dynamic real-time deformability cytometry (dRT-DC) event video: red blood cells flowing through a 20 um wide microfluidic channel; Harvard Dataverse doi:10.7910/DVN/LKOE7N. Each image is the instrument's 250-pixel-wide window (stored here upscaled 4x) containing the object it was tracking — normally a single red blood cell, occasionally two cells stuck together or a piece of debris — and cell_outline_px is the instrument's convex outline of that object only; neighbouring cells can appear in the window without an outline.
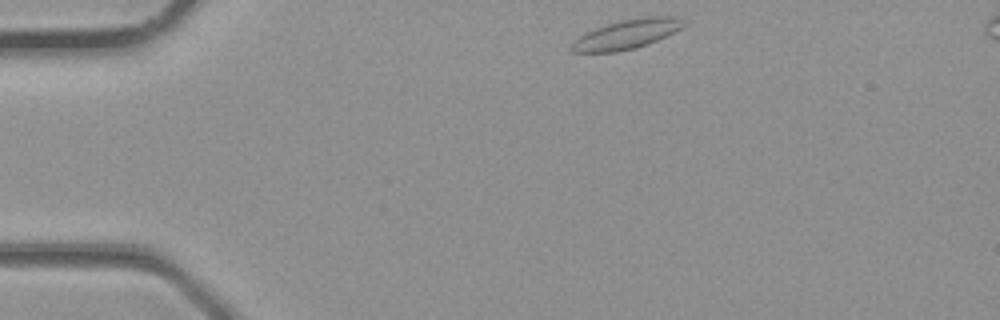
{"species": "common noctule bat (a hibernating species)", "species_latin": "Nyctalus noctula", "temperature_condition": "room temperature", "stored_images_in_passage": 4, "camera_frame_rate_fps": 3000, "um_per_image_px": 0.085, "animal": {"sex": "male", "body_mass_g": 23.1, "forearm_length_mm": 52.7}, "frame": {"image": 1, "passage_image": 1, "time_ms": 0.0, "image_size_px": [1000, 320], "cell_outline_px": [[688, 24], [648, 44], [636, 48], [616, 52], [572, 52], [572, 44], [580, 36], [596, 28], [620, 20], [644, 16], [676, 16], [684, 20]], "centroid_in_image_um": [53.32, 2.89], "position_along_channel_um": 31.7, "area_um2": 18.9}}